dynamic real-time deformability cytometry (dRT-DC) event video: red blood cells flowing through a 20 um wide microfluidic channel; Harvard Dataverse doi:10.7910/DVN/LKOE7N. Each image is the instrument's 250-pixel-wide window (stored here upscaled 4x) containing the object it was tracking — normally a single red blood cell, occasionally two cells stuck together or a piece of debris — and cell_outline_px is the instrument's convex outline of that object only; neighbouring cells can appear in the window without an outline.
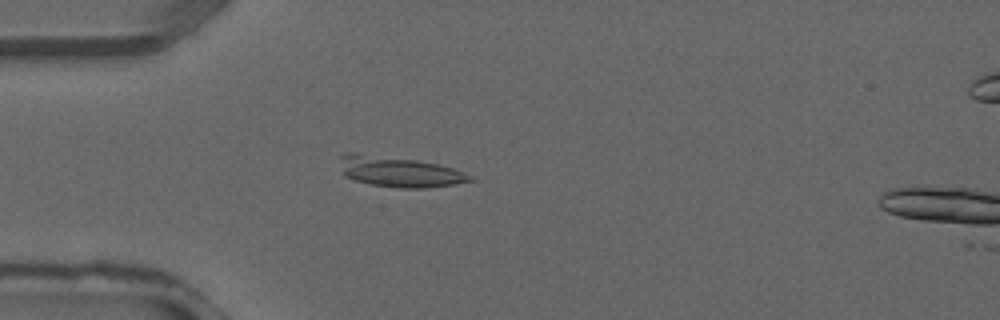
{"species": "common noctule bat (a hibernating species)", "species_latin": "Nyctalus noctula", "temperature_condition": "warm", "stored_images_in_passage": 37, "camera_frame_rate_fps": 3000, "um_per_image_px": 0.085, "animal": {"sex": "male", "forearm_length_mm": 52.5}, "frame": {"image": 1, "passage_image": 10, "time_ms": 3.0, "image_size_px": [1000, 320], "cell_outline_px": [[476, 180], [456, 184], [424, 188], [400, 188], [372, 184], [356, 180], [344, 176], [340, 156], [344, 152], [356, 152], [416, 160], [436, 164], [452, 168], [472, 176]], "centroid_in_image_um": [33.93, 14.59], "position_along_channel_um": 51.1, "area_um2": 22.95}}
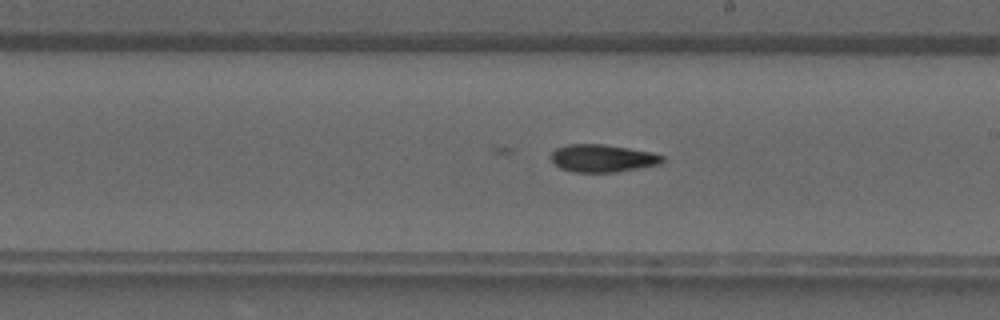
{"frame": {"image": 2, "passage_image": 21, "time_ms": 6.667, "image_size_px": [1000, 320], "cell_outline_px": [[664, 160], [660, 164], [616, 172], [572, 172], [560, 168], [548, 156], [556, 148], [568, 144], [604, 144], [652, 152], [664, 156]], "centroid_in_image_um": [51.19, 13.45], "position_along_channel_um": 237.8, "area_um2": 17.98}}
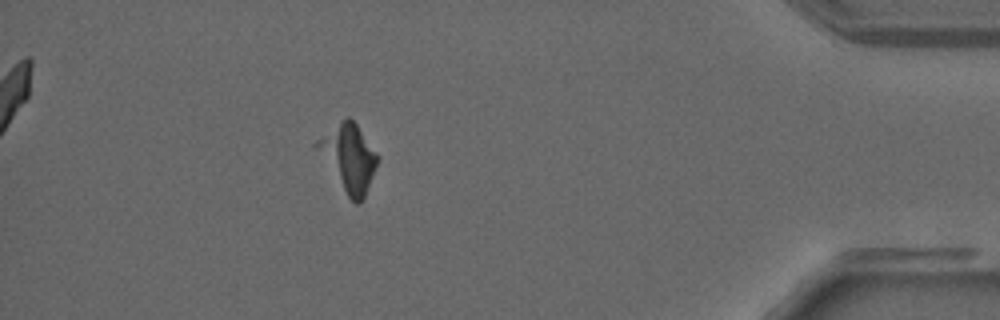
{"frame": {"image": 3, "passage_image": 33, "time_ms": 10.667, "image_size_px": [1000, 320], "cell_outline_px": [[380, 156], [364, 200], [360, 204], [356, 204], [348, 196], [312, 144], [316, 140], [348, 116], [356, 124]], "centroid_in_image_um": [29.66, 13.43], "position_along_channel_um": 405.5, "area_um2": 23.18}}